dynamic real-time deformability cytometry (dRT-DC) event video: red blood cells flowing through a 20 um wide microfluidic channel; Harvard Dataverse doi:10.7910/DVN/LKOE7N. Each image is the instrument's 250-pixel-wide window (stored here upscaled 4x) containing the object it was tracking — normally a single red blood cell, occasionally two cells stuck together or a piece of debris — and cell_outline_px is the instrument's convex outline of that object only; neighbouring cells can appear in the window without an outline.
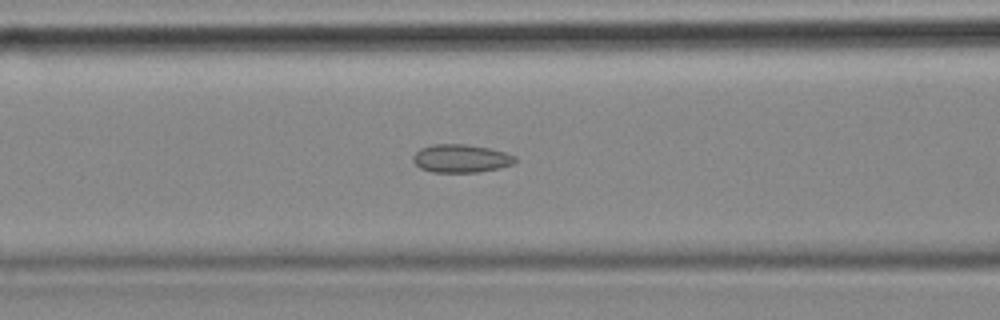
{"species": "common noctule bat (a hibernating species)", "species_latin": "Nyctalus noctula", "temperature_condition": "cold", "stored_images_in_passage": 49, "camera_frame_rate_fps": 3000, "um_per_image_px": 0.085, "animal": {"sex": "female", "body_mass_g": 18.4}, "frame": {"image": 1, "passage_image": 15, "time_ms": 4.667, "image_size_px": [1000, 320], "cell_outline_px": [[516, 160], [512, 164], [500, 168], [476, 172], [432, 172], [420, 168], [412, 160], [412, 156], [420, 148], [432, 144], [464, 144], [492, 148], [516, 156]], "centroid_in_image_um": [39.17, 13.46], "position_along_channel_um": 127.4, "area_um2": 16.82}, "authors_computed_cell_mechanics": {"area_um2": 16.6464, "velocity_mm_per_s": 3.5653, "shape_relaxation_time_tau1_ms": null, "shape_relaxation_time_tau2_ms": 3.4298, "deformation_change_tau1": null, "deformation_change_tau2": 0.0865}}